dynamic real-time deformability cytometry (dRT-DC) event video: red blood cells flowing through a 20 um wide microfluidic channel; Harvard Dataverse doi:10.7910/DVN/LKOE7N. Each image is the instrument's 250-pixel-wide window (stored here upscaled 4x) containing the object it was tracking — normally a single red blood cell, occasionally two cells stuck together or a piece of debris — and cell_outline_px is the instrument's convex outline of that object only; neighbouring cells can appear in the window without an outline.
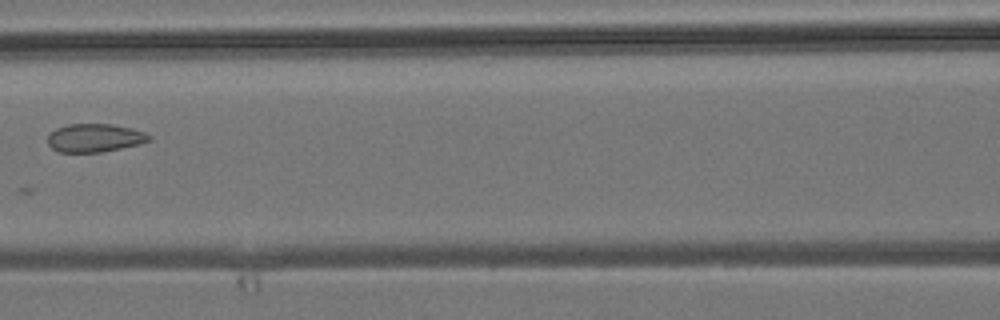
{"species": "common noctule bat (a hibernating species)", "species_latin": "Nyctalus noctula", "temperature_condition": "room temperature", "stored_images_in_passage": 8, "camera_frame_rate_fps": 3000, "um_per_image_px": 0.085, "animal": {"sex": "male", "body_mass_g": 19.2, "forearm_length_mm": 51.8}, "frame": {"image": 1, "passage_image": 8, "time_ms": 8.0, "image_size_px": [1000, 320], "cell_outline_px": [[152, 140], [140, 144], [100, 152], [60, 152], [52, 148], [48, 144], [48, 136], [56, 128], [68, 124], [112, 124], [132, 128], [144, 132], [152, 136]], "centroid_in_image_um": [8.08, 11.71], "position_along_channel_um": 158.5, "area_um2": 16.7}}